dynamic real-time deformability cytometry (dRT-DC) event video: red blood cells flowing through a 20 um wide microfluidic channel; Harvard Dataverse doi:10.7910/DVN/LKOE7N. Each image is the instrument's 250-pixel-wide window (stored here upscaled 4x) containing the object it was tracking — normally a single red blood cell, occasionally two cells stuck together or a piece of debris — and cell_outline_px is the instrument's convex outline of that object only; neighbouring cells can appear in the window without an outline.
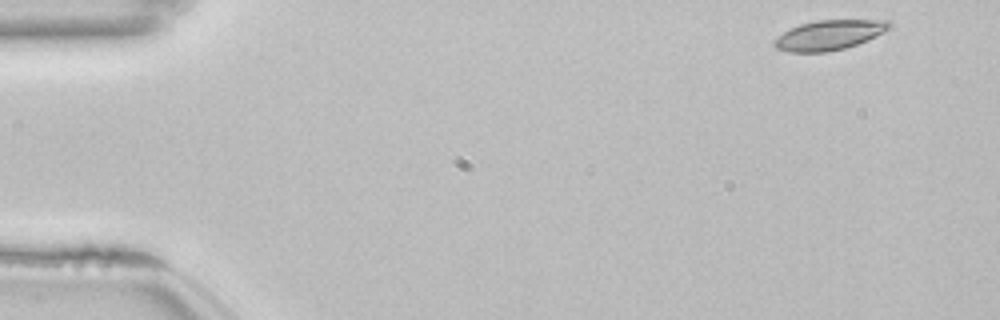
{"species": "common noctule bat (a hibernating species)", "species_latin": "Nyctalus noctula", "temperature_condition": "room temperature", "stored_images_in_passage": 51, "camera_frame_rate_fps": 3000, "um_per_image_px": 0.085, "animal": {"sex": "female", "body_mass_g": 22.7, "forearm_length_mm": 54.2}, "frame": {"image": 1, "passage_image": 1, "time_ms": 0.0, "image_size_px": [1000, 320], "cell_outline_px": [[892, 24], [884, 32], [868, 40], [844, 48], [824, 52], [788, 52], [776, 48], [772, 44], [784, 32], [800, 24], [816, 20], [888, 20]], "centroid_in_image_um": [70.49, 2.98], "position_along_channel_um": 14.5, "area_um2": 19.71}}
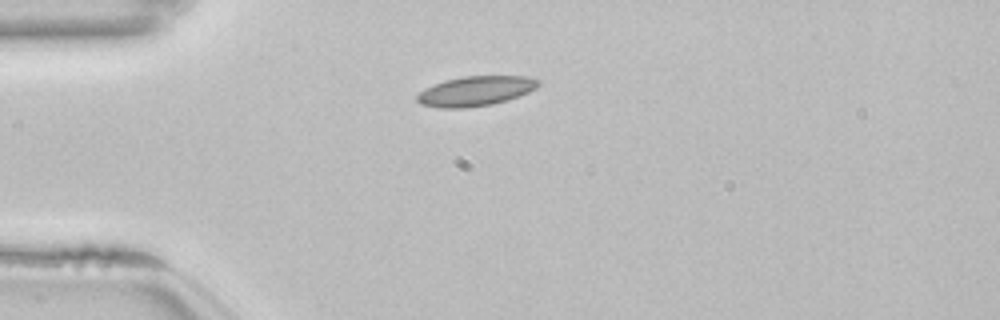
{"frame": {"image": 2, "passage_image": 11, "time_ms": 3.333, "image_size_px": [1000, 320], "cell_outline_px": [[540, 84], [536, 88], [528, 92], [508, 100], [492, 104], [460, 108], [440, 108], [420, 104], [416, 100], [416, 96], [424, 88], [432, 84], [444, 80], [464, 76], [528, 76], [540, 80]], "centroid_in_image_um": [40.41, 7.73], "position_along_channel_um": 44.6, "area_um2": 21.15}}
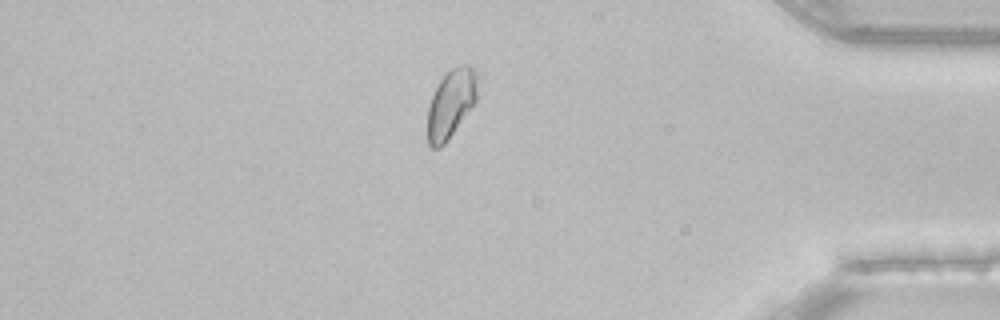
{"frame": {"image": 3, "passage_image": 43, "time_ms": 14.0, "image_size_px": [1000, 320], "cell_outline_px": [[476, 100], [448, 140], [440, 148], [432, 148], [428, 144], [428, 108], [432, 96], [440, 80], [452, 68], [460, 64], [468, 64], [476, 72]], "centroid_in_image_um": [38.31, 8.81], "position_along_channel_um": 396.9, "area_um2": 19.48}, "authors_computed_cell_mechanics": {"area_um2": 19.8254, "velocity_mm_per_s": 3.8194, "shape_relaxation_time_tau1_ms": null, "shape_relaxation_time_tau2_ms": 5.1105, "deformation_change_tau1": null, "deformation_change_tau2": 0.0828}}